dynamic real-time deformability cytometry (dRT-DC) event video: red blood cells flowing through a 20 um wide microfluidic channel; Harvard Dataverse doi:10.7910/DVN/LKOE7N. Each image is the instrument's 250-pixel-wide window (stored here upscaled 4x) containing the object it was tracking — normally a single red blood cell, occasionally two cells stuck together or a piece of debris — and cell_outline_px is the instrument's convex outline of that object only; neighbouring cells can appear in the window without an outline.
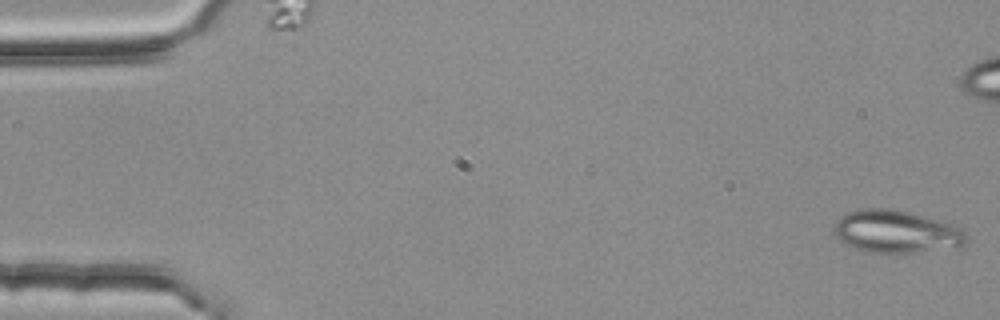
{"species": "common noctule bat (a hibernating species)", "species_latin": "Nyctalus noctula", "temperature_condition": "room temperature", "stored_images_in_passage": 5, "camera_frame_rate_fps": 3000, "um_per_image_px": 0.085, "animal": {"sex": "female", "body_mass_g": 25.1}, "frame": {"image": 1, "passage_image": 1, "time_ms": 0.0, "image_size_px": [1000, 320], "cell_outline_px": [[968, 240], [964, 244], [912, 252], [868, 252], [844, 244], [832, 232], [832, 228], [836, 220], [848, 212], [860, 208], [892, 208], [956, 224], [964, 228], [968, 236]], "centroid_in_image_um": [76.15, 19.65], "position_along_channel_um": 8.9, "area_um2": 32.77}}